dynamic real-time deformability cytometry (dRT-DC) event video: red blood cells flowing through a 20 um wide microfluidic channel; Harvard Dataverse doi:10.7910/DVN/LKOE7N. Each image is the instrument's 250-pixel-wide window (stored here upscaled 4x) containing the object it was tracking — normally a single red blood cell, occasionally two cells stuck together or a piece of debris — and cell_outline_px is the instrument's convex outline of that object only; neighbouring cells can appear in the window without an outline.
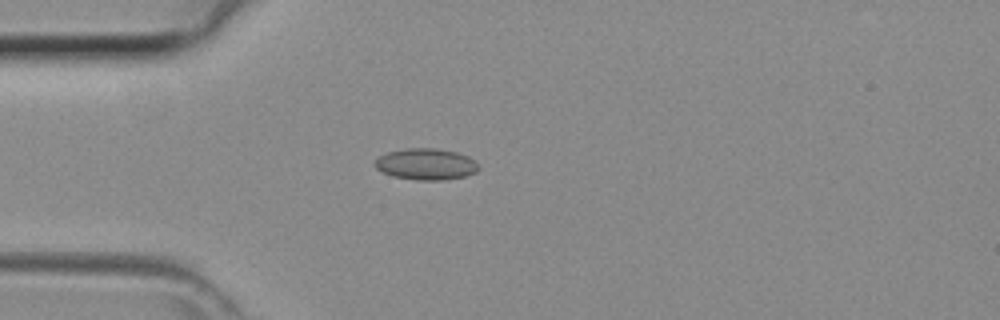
{"species": "common noctule bat (a hibernating species)", "species_latin": "Nyctalus noctula", "temperature_condition": "room temperature", "stored_images_in_passage": 42, "camera_frame_rate_fps": 3000, "um_per_image_px": 0.085, "animal": {"sex": "female", "body_mass_g": 29.2, "forearm_length_mm": 56.3}, "frame": {"image": 1, "passage_image": 11, "time_ms": 3.333, "image_size_px": [1000, 320], "cell_outline_px": [[480, 168], [476, 172], [464, 176], [444, 180], [416, 180], [392, 176], [376, 168], [372, 164], [380, 156], [388, 152], [408, 148], [432, 148], [456, 152], [468, 156], [476, 160], [480, 164]], "centroid_in_image_um": [36.24, 13.96], "position_along_channel_um": 48.8, "area_um2": 19.02}}
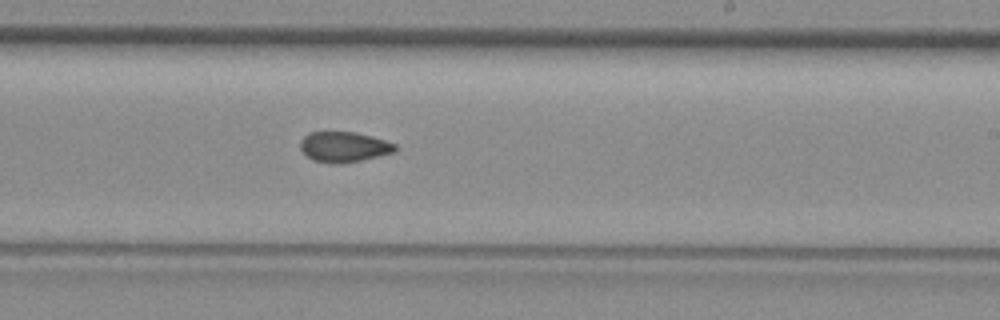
{"frame": {"image": 2, "passage_image": 25, "time_ms": 8.0, "image_size_px": [1000, 320], "cell_outline_px": [[396, 152], [360, 160], [340, 164], [312, 160], [300, 148], [300, 140], [308, 132], [356, 132], [372, 136], [396, 144]], "centroid_in_image_um": [29.23, 12.47], "position_along_channel_um": 259.8, "area_um2": 16.7}}
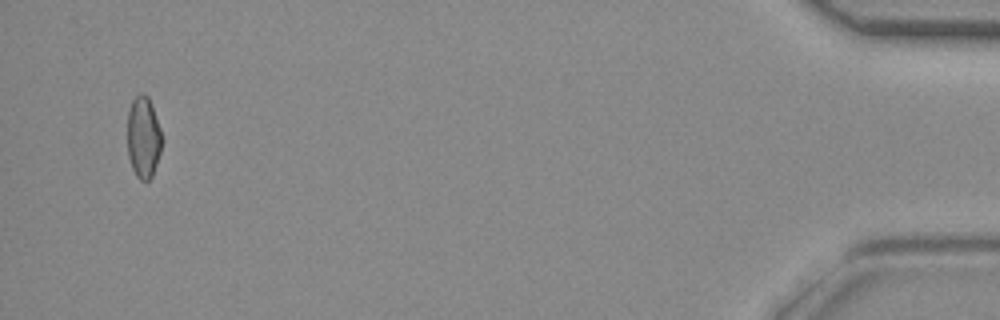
{"frame": {"image": 3, "passage_image": 41, "time_ms": 13.333, "image_size_px": [1000, 320], "cell_outline_px": [[160, 152], [152, 176], [148, 180], [140, 180], [136, 176], [132, 168], [128, 156], [128, 112], [132, 100], [140, 92], [144, 92], [148, 96], [160, 128]], "centroid_in_image_um": [12.16, 11.66], "position_along_channel_um": 423.0, "area_um2": 16.13}}